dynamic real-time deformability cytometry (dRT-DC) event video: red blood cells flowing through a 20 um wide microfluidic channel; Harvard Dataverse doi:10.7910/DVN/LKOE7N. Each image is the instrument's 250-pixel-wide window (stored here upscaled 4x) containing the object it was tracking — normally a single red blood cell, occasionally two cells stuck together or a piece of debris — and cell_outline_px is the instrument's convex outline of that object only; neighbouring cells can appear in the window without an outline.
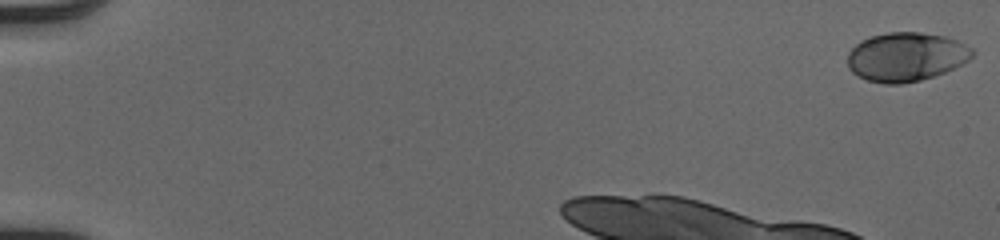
{"species": "human", "species_latin": "Homo sapiens", "temperature_condition": "cold", "stored_images_in_passage": 12, "camera_frame_rate_fps": 3000, "um_per_image_px": 0.085, "donor": {"sex": "male"}, "frame": {"image": 1, "passage_image": 1, "time_ms": 0.0, "image_size_px": [1000, 240], "cell_outline_px": [[976, 52], [968, 60], [944, 72], [920, 80], [904, 84], [884, 84], [868, 80], [852, 72], [848, 68], [848, 52], [860, 40], [872, 36], [888, 32], [920, 32], [944, 36], [956, 40], [972, 48]], "centroid_in_image_um": [77.0, 4.83], "position_along_channel_um": 8.0, "area_um2": 35.43}}